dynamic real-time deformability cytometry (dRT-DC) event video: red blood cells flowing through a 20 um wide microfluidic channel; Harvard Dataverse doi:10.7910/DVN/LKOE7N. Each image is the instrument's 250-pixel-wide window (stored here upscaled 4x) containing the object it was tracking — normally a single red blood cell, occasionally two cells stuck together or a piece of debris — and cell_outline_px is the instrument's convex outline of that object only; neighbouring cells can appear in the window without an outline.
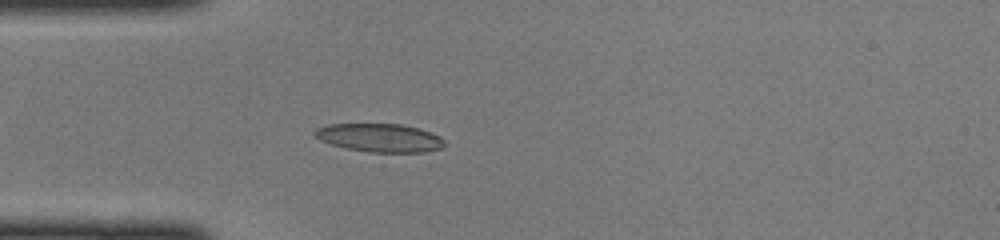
{"species": "common noctule bat (a hibernating species)", "species_latin": "Nyctalus noctula", "temperature_condition": "cold", "stored_images_in_passage": 39, "camera_frame_rate_fps": 3000, "um_per_image_px": 0.085, "animal": {"sex": "female", "body_mass_g": 22.0, "forearm_length_mm": 56.7}, "frame": {"image": 1, "passage_image": 5, "time_ms": 1.333, "image_size_px": [1000, 240], "cell_outline_px": [[444, 144], [440, 148], [424, 152], [368, 152], [348, 148], [332, 144], [320, 140], [312, 132], [316, 128], [328, 124], [400, 124], [416, 128], [440, 136], [444, 140]], "centroid_in_image_um": [32.24, 11.71], "position_along_channel_um": 52.8, "area_um2": 21.15}}
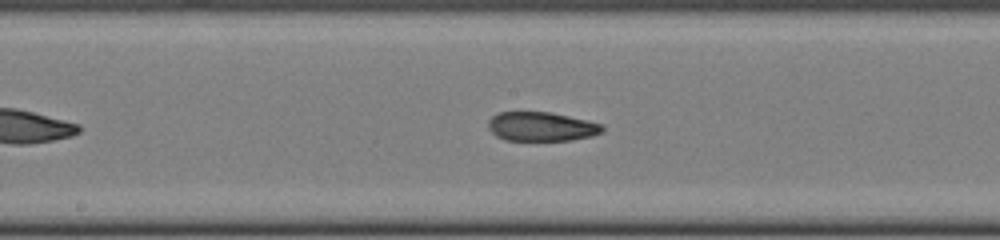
{"frame": {"image": 2, "passage_image": 16, "time_ms": 5.0, "image_size_px": [1000, 240], "cell_outline_px": [[604, 132], [592, 136], [572, 140], [504, 140], [496, 136], [488, 128], [488, 120], [496, 112], [552, 112], [604, 124]], "centroid_in_image_um": [46.03, 10.75], "position_along_channel_um": 202.2, "area_um2": 19.59}}
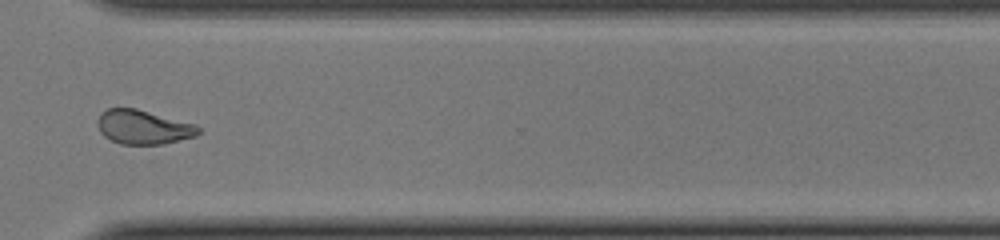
{"frame": {"image": 3, "passage_image": 27, "time_ms": 8.667, "image_size_px": [1000, 240], "cell_outline_px": [[200, 132], [196, 136], [164, 144], [120, 144], [104, 136], [100, 132], [96, 124], [96, 120], [100, 112], [108, 108], [136, 108], [196, 124], [200, 128]], "centroid_in_image_um": [12.16, 10.8], "position_along_channel_um": 358.4, "area_um2": 20.29}}